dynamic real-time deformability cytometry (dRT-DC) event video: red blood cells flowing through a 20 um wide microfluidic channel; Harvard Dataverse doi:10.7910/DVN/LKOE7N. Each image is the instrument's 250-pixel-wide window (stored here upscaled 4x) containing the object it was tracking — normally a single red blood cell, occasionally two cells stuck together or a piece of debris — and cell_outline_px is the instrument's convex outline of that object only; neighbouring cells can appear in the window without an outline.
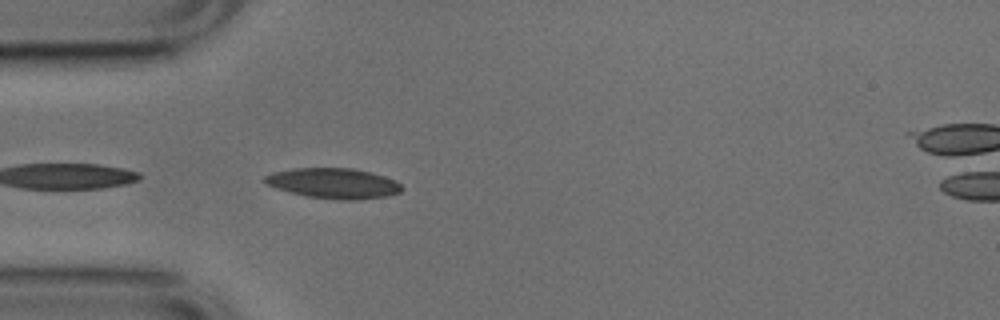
{"species": "common noctule bat (a hibernating species)", "species_latin": "Nyctalus noctula", "temperature_condition": "cold", "stored_images_in_passage": 5, "camera_frame_rate_fps": 3000, "um_per_image_px": 0.085, "animal": {"sex": "male", "body_mass_g": 17.9, "forearm_length_mm": 54.2}, "frame": {"image": 1, "passage_image": 2, "time_ms": 0.333, "image_size_px": [1000, 320], "cell_outline_px": [[404, 188], [400, 192], [384, 196], [356, 200], [336, 200], [308, 196], [276, 188], [260, 180], [264, 176], [272, 172], [292, 168], [352, 168], [372, 172], [396, 180]], "centroid_in_image_um": [28.34, 15.57], "position_along_channel_um": 56.7, "area_um2": 24.28}}